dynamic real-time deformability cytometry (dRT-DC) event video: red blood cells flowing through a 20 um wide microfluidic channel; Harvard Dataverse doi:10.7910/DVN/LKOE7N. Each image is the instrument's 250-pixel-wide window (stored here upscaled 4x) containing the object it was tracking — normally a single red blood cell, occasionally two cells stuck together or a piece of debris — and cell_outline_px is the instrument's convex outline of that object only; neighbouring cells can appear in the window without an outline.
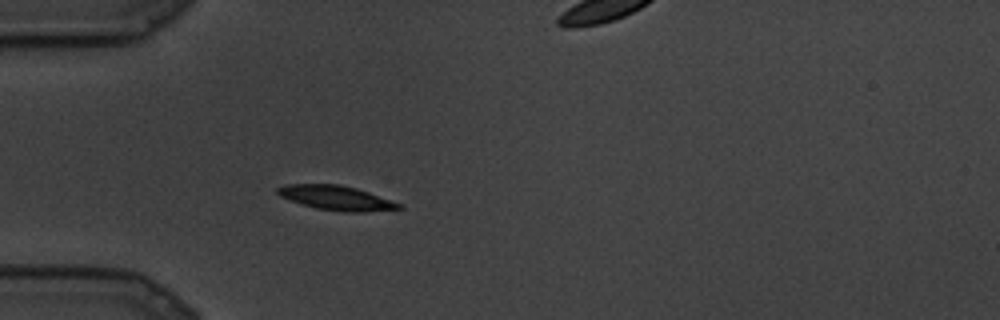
{"species": "common noctule bat (a hibernating species)", "species_latin": "Nyctalus noctula", "temperature_condition": "cold", "stored_images_in_passage": 65, "camera_frame_rate_fps": 3000, "um_per_image_px": 0.085, "animal": {"sex": "male", "body_mass_g": 19.5, "forearm_length_mm": 54.6}, "frame": {"image": 1, "passage_image": 1, "time_ms": 0.0, "image_size_px": [1000, 320], "cell_outline_px": [[404, 208], [360, 212], [344, 212], [316, 208], [300, 204], [280, 196], [276, 192], [276, 188], [288, 184], [340, 184], [356, 188], [404, 204]], "centroid_in_image_um": [28.59, 16.82], "position_along_channel_um": 56.4, "area_um2": 17.34}}
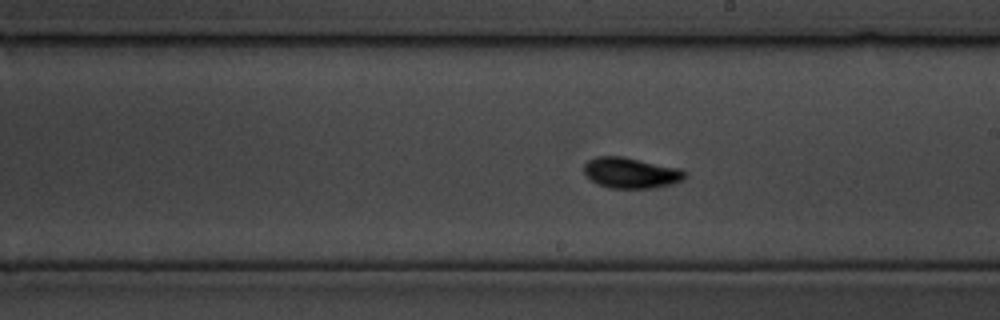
{"frame": {"image": 2, "passage_image": 26, "time_ms": 8.333, "image_size_px": [1000, 320], "cell_outline_px": [[688, 172], [684, 180], [672, 184], [652, 188], [608, 188], [592, 180], [584, 172], [584, 164], [588, 160], [596, 156], [620, 156], [680, 168]], "centroid_in_image_um": [53.66, 14.69], "position_along_channel_um": 235.3, "area_um2": 18.03}}
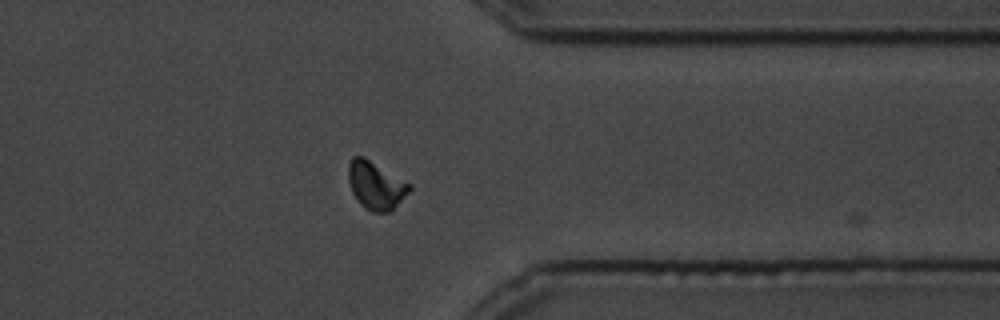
{"frame": {"image": 3, "passage_image": 46, "time_ms": 15.0, "image_size_px": [1000, 320], "cell_outline_px": [[412, 188], [388, 212], [372, 212], [364, 208], [356, 200], [352, 192], [348, 180], [348, 164], [352, 156], [364, 156], [412, 184]], "centroid_in_image_um": [31.91, 15.73], "position_along_channel_um": 379.5, "area_um2": 17.05}}